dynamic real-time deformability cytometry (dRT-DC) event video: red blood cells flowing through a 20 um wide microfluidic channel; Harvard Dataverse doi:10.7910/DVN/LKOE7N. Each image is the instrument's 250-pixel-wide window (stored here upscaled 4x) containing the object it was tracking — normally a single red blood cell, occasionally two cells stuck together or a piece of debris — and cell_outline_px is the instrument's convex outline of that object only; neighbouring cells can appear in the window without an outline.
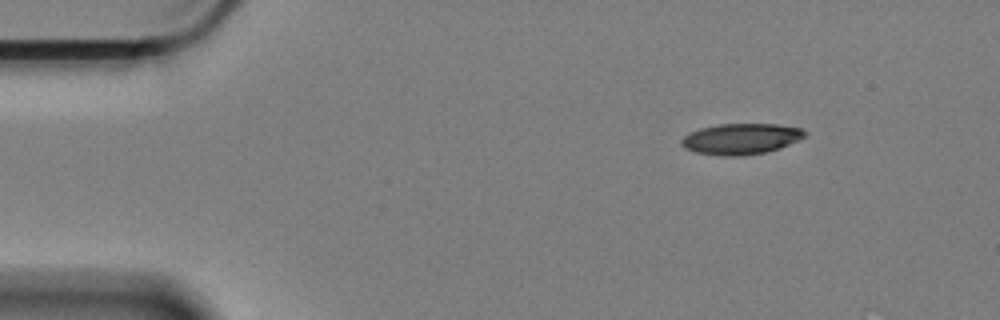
{"species": "Egyptian fruit bat (a non-hibernating species)", "species_latin": "Rousettus aegyptiacus", "temperature_condition": "cold", "stored_images_in_passage": 52, "camera_frame_rate_fps": 3000, "um_per_image_px": 0.085, "animal": {"sex": "female"}, "frame": {"image": 1, "passage_image": 1, "time_ms": 0.0, "image_size_px": [1000, 320], "cell_outline_px": [[808, 136], [780, 148], [764, 152], [740, 156], [720, 156], [696, 152], [684, 148], [680, 144], [680, 140], [688, 132], [700, 128], [716, 124], [776, 124], [800, 128], [808, 132]], "centroid_in_image_um": [62.97, 11.8], "position_along_channel_um": 22.0, "area_um2": 22.43}}
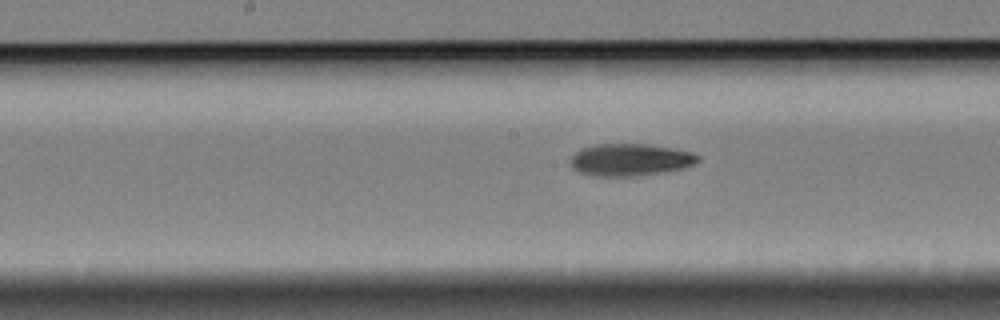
{"frame": {"image": 2, "passage_image": 23, "time_ms": 7.333, "image_size_px": [1000, 320], "cell_outline_px": [[700, 160], [696, 164], [684, 168], [664, 172], [640, 176], [592, 176], [580, 172], [572, 168], [572, 156], [580, 148], [600, 144], [648, 144], [676, 148], [692, 152], [700, 156]], "centroid_in_image_um": [53.63, 13.58], "position_along_channel_um": 194.6, "area_um2": 24.16}}
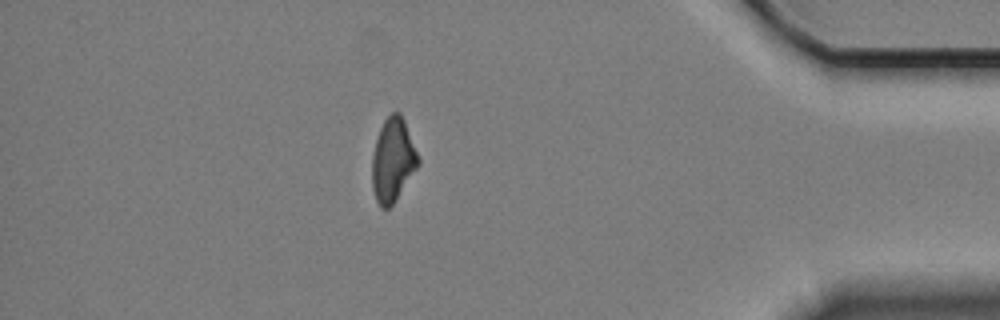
{"frame": {"image": 3, "passage_image": 45, "time_ms": 14.667, "image_size_px": [1000, 320], "cell_outline_px": [[420, 164], [392, 204], [388, 208], [380, 208], [376, 200], [372, 188], [372, 156], [376, 140], [380, 128], [384, 120], [392, 112], [400, 112], [404, 120], [420, 160]], "centroid_in_image_um": [33.38, 13.6], "position_along_channel_um": 401.8, "area_um2": 22.25}, "authors_computed_cell_mechanics": {"area_um2": 23.2645, "velocity_mm_per_s": 3.3645, "shape_relaxation_time_tau1_ms": 6.6968, "shape_relaxation_time_tau2_ms": 6.1438, "deformation_change_tau1": 0.1772, "deformation_change_tau2": 0.1496}}